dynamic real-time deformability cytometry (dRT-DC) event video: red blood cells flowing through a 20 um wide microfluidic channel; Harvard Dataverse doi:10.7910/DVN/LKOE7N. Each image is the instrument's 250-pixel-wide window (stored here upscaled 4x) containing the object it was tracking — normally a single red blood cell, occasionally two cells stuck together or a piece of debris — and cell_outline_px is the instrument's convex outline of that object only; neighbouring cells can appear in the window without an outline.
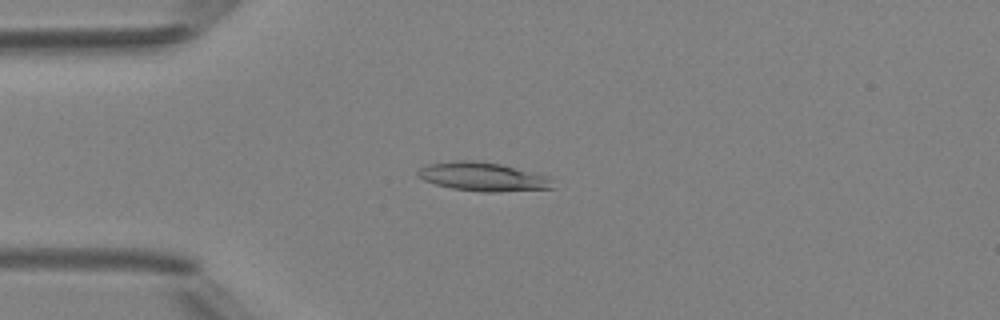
{"species": "Egyptian fruit bat (a non-hibernating species)", "species_latin": "Rousettus aegyptiacus", "temperature_condition": "room temperature", "stored_images_in_passage": 46, "camera_frame_rate_fps": 3000, "um_per_image_px": 0.085, "animal": {"sex": "female"}, "frame": {"image": 1, "passage_image": 10, "time_ms": 3.0, "image_size_px": [1000, 320], "cell_outline_px": [[556, 188], [496, 192], [484, 192], [452, 188], [436, 184], [424, 180], [416, 176], [416, 172], [424, 164], [456, 160], [476, 160], [500, 164], [548, 176]], "centroid_in_image_um": [41.01, 15.01], "position_along_channel_um": 44.0, "area_um2": 22.66}}
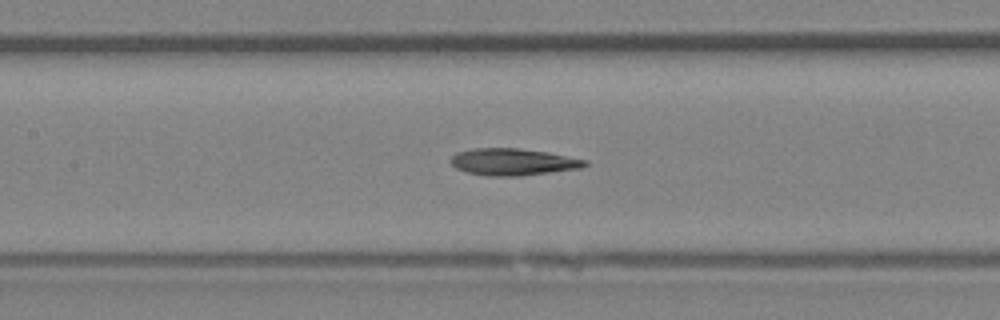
{"frame": {"image": 2, "passage_image": 20, "time_ms": 6.333, "image_size_px": [1000, 320], "cell_outline_px": [[588, 164], [580, 168], [520, 176], [488, 176], [468, 172], [456, 168], [448, 160], [456, 152], [472, 148], [516, 148], [548, 152], [588, 160]], "centroid_in_image_um": [43.58, 13.75], "position_along_channel_um": 163.8, "area_um2": 21.04}}
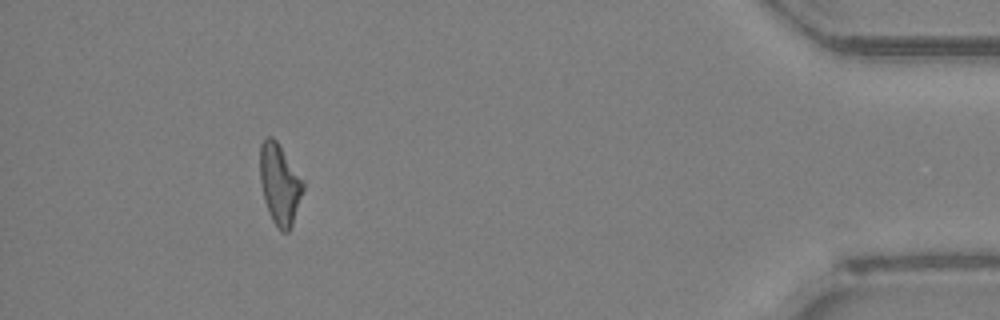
{"frame": {"image": 3, "passage_image": 42, "time_ms": 13.667, "image_size_px": [1000, 320], "cell_outline_px": [[304, 188], [292, 224], [288, 232], [284, 232], [272, 220], [264, 200], [260, 180], [260, 144], [268, 136], [272, 136], [276, 140], [304, 184]], "centroid_in_image_um": [23.74, 15.64], "position_along_channel_um": 411.5, "area_um2": 19.59}, "authors_computed_cell_mechanics": {"area_um2": 20.8658, "velocity_mm_per_s": 4.2064, "shape_relaxation_time_tau1_ms": null, "shape_relaxation_time_tau2_ms": 5.7855, "deformation_change_tau1": null, "deformation_change_tau2": 0.1933}}